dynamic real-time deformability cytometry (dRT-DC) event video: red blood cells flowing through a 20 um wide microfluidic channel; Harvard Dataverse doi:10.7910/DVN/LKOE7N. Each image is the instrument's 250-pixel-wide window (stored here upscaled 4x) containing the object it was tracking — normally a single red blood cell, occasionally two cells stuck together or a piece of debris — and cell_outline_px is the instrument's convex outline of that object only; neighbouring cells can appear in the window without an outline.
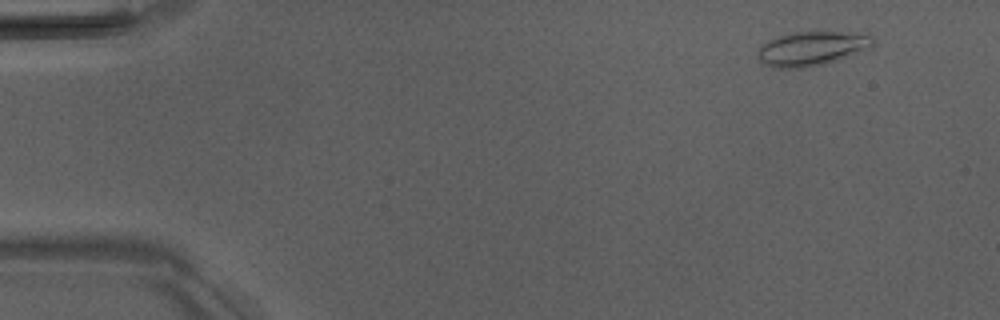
{"species": "Egyptian fruit bat (a non-hibernating species)", "species_latin": "Rousettus aegyptiacus", "temperature_condition": "room temperature", "stored_images_in_passage": 4, "camera_frame_rate_fps": 3000, "um_per_image_px": 0.085, "animal": {"sex": "male"}, "frame": {"image": 1, "passage_image": 1, "time_ms": 0.0, "image_size_px": [1000, 320], "cell_outline_px": [[876, 44], [872, 48], [824, 64], [804, 68], [772, 68], [764, 64], [756, 56], [756, 52], [768, 40], [792, 32], [816, 28], [868, 32], [872, 36]], "centroid_in_image_um": [69.11, 4.05], "position_along_channel_um": 15.9, "area_um2": 24.45}}